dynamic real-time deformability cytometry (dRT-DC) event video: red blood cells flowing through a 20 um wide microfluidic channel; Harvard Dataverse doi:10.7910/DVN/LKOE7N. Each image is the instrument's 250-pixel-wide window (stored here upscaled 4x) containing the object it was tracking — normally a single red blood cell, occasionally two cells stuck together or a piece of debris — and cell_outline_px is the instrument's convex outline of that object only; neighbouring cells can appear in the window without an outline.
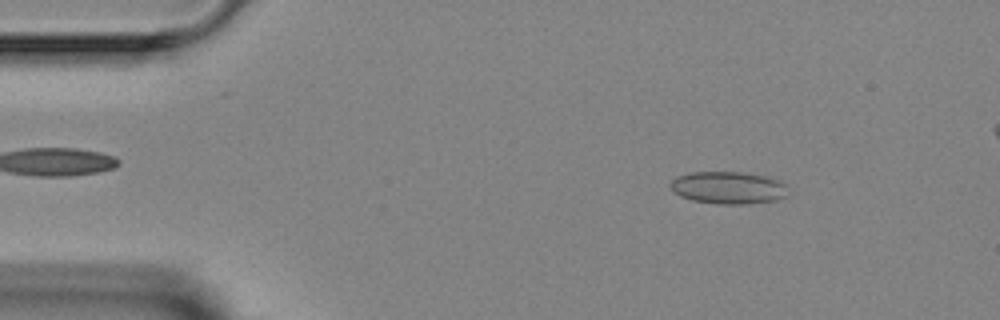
{"species": "Egyptian fruit bat (a non-hibernating species)", "species_latin": "Rousettus aegyptiacus", "temperature_condition": "room temperature", "stored_images_in_passage": 4, "camera_frame_rate_fps": 3000, "um_per_image_px": 0.085, "animal": {"sex": "female"}, "frame": {"image": 1, "passage_image": 1, "time_ms": 0.0, "image_size_px": [1000, 320], "cell_outline_px": [[788, 196], [776, 200], [748, 204], [716, 204], [692, 200], [680, 196], [668, 184], [676, 176], [692, 172], [740, 172], [768, 176], [780, 180], [788, 184]], "centroid_in_image_um": [61.96, 15.95], "position_along_channel_um": 23.0, "area_um2": 22.54}}